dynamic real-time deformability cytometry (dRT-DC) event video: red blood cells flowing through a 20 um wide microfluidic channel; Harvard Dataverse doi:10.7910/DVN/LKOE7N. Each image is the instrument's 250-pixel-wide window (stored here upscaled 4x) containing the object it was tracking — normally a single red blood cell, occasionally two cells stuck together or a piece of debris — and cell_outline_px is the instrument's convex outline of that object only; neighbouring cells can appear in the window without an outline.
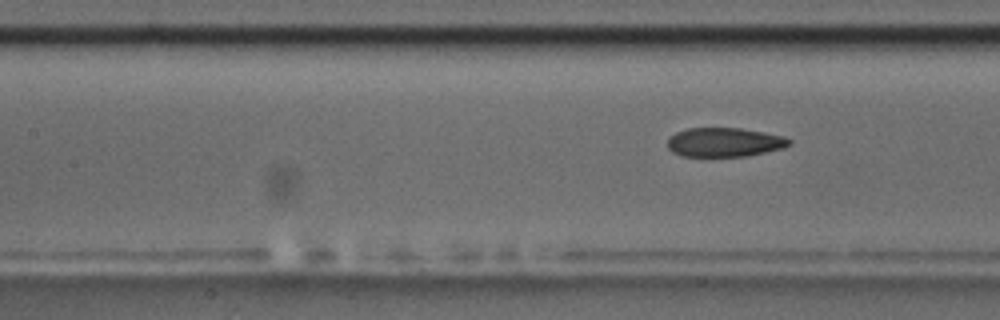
{"species": "common noctule bat (a hibernating species)", "species_latin": "Nyctalus noctula", "temperature_condition": "room temperature", "stored_images_in_passage": 10, "camera_frame_rate_fps": 3000, "um_per_image_px": 0.085, "animal": {"sex": "male", "body_mass_g": 17.5, "forearm_length_mm": 52.3}, "frame": {"image": 1, "passage_image": 10, "time_ms": 11.333, "image_size_px": [1000, 320], "cell_outline_px": [[792, 144], [784, 148], [748, 156], [680, 156], [672, 152], [668, 148], [668, 136], [676, 132], [688, 128], [740, 128], [784, 136], [792, 140]], "centroid_in_image_um": [61.58, 12.09], "position_along_channel_um": 145.8, "area_um2": 20.81}}